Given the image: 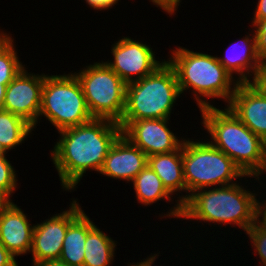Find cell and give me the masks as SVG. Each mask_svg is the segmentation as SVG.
<instances>
[{
	"mask_svg": "<svg viewBox=\"0 0 266 266\" xmlns=\"http://www.w3.org/2000/svg\"><path fill=\"white\" fill-rule=\"evenodd\" d=\"M251 83L266 95V62L261 63L257 70V74Z\"/></svg>",
	"mask_w": 266,
	"mask_h": 266,
	"instance_id": "cell-26",
	"label": "cell"
},
{
	"mask_svg": "<svg viewBox=\"0 0 266 266\" xmlns=\"http://www.w3.org/2000/svg\"><path fill=\"white\" fill-rule=\"evenodd\" d=\"M34 225L13 202L0 211V243L13 255L27 254L31 250Z\"/></svg>",
	"mask_w": 266,
	"mask_h": 266,
	"instance_id": "cell-15",
	"label": "cell"
},
{
	"mask_svg": "<svg viewBox=\"0 0 266 266\" xmlns=\"http://www.w3.org/2000/svg\"><path fill=\"white\" fill-rule=\"evenodd\" d=\"M256 210H257V222L260 223V224L266 225V203L261 204L257 200ZM259 217H262V219H260Z\"/></svg>",
	"mask_w": 266,
	"mask_h": 266,
	"instance_id": "cell-31",
	"label": "cell"
},
{
	"mask_svg": "<svg viewBox=\"0 0 266 266\" xmlns=\"http://www.w3.org/2000/svg\"><path fill=\"white\" fill-rule=\"evenodd\" d=\"M169 119L120 121L122 134L147 156L176 151L183 143L168 128Z\"/></svg>",
	"mask_w": 266,
	"mask_h": 266,
	"instance_id": "cell-11",
	"label": "cell"
},
{
	"mask_svg": "<svg viewBox=\"0 0 266 266\" xmlns=\"http://www.w3.org/2000/svg\"><path fill=\"white\" fill-rule=\"evenodd\" d=\"M13 40L0 31V81H12L25 68L18 60Z\"/></svg>",
	"mask_w": 266,
	"mask_h": 266,
	"instance_id": "cell-22",
	"label": "cell"
},
{
	"mask_svg": "<svg viewBox=\"0 0 266 266\" xmlns=\"http://www.w3.org/2000/svg\"><path fill=\"white\" fill-rule=\"evenodd\" d=\"M167 62L175 71L180 93L192 88L200 109L213 106L205 99H199L200 96L221 98L229 103L239 83L218 61L217 56L178 47Z\"/></svg>",
	"mask_w": 266,
	"mask_h": 266,
	"instance_id": "cell-4",
	"label": "cell"
},
{
	"mask_svg": "<svg viewBox=\"0 0 266 266\" xmlns=\"http://www.w3.org/2000/svg\"><path fill=\"white\" fill-rule=\"evenodd\" d=\"M252 35V37H250L249 34V36L243 38V41H240L241 45L239 42V44L236 42V44L230 45L232 49H230V52L226 51V54L227 52L230 53L229 55H226V57H217L218 61L232 76L234 73L239 74V78H237V82L239 83L251 82L248 77L253 74L252 79H254L257 74V70L261 65L256 52L255 34Z\"/></svg>",
	"mask_w": 266,
	"mask_h": 266,
	"instance_id": "cell-16",
	"label": "cell"
},
{
	"mask_svg": "<svg viewBox=\"0 0 266 266\" xmlns=\"http://www.w3.org/2000/svg\"><path fill=\"white\" fill-rule=\"evenodd\" d=\"M86 3L94 8L95 10H105L111 8L113 5L117 4L119 0H85Z\"/></svg>",
	"mask_w": 266,
	"mask_h": 266,
	"instance_id": "cell-30",
	"label": "cell"
},
{
	"mask_svg": "<svg viewBox=\"0 0 266 266\" xmlns=\"http://www.w3.org/2000/svg\"><path fill=\"white\" fill-rule=\"evenodd\" d=\"M94 226L95 224L82 211L68 225L59 260L71 266H83L87 233Z\"/></svg>",
	"mask_w": 266,
	"mask_h": 266,
	"instance_id": "cell-18",
	"label": "cell"
},
{
	"mask_svg": "<svg viewBox=\"0 0 266 266\" xmlns=\"http://www.w3.org/2000/svg\"><path fill=\"white\" fill-rule=\"evenodd\" d=\"M59 141L51 157L65 190H73L87 169L100 172L112 144L122 134L121 126L108 119L91 121L58 131Z\"/></svg>",
	"mask_w": 266,
	"mask_h": 266,
	"instance_id": "cell-1",
	"label": "cell"
},
{
	"mask_svg": "<svg viewBox=\"0 0 266 266\" xmlns=\"http://www.w3.org/2000/svg\"><path fill=\"white\" fill-rule=\"evenodd\" d=\"M34 266H71V265L66 264L65 262H62L60 260H47L39 262Z\"/></svg>",
	"mask_w": 266,
	"mask_h": 266,
	"instance_id": "cell-32",
	"label": "cell"
},
{
	"mask_svg": "<svg viewBox=\"0 0 266 266\" xmlns=\"http://www.w3.org/2000/svg\"><path fill=\"white\" fill-rule=\"evenodd\" d=\"M33 129L22 117L0 110V143L7 151L23 143Z\"/></svg>",
	"mask_w": 266,
	"mask_h": 266,
	"instance_id": "cell-21",
	"label": "cell"
},
{
	"mask_svg": "<svg viewBox=\"0 0 266 266\" xmlns=\"http://www.w3.org/2000/svg\"><path fill=\"white\" fill-rule=\"evenodd\" d=\"M129 266H144V264L142 263V262H137L136 264L134 263H132V265H131V263H130V265Z\"/></svg>",
	"mask_w": 266,
	"mask_h": 266,
	"instance_id": "cell-37",
	"label": "cell"
},
{
	"mask_svg": "<svg viewBox=\"0 0 266 266\" xmlns=\"http://www.w3.org/2000/svg\"><path fill=\"white\" fill-rule=\"evenodd\" d=\"M256 30L255 34V43H256V52L261 63L266 62V22L252 24Z\"/></svg>",
	"mask_w": 266,
	"mask_h": 266,
	"instance_id": "cell-25",
	"label": "cell"
},
{
	"mask_svg": "<svg viewBox=\"0 0 266 266\" xmlns=\"http://www.w3.org/2000/svg\"><path fill=\"white\" fill-rule=\"evenodd\" d=\"M179 84L173 67L164 61L154 72L126 86V106L121 121L169 119Z\"/></svg>",
	"mask_w": 266,
	"mask_h": 266,
	"instance_id": "cell-6",
	"label": "cell"
},
{
	"mask_svg": "<svg viewBox=\"0 0 266 266\" xmlns=\"http://www.w3.org/2000/svg\"><path fill=\"white\" fill-rule=\"evenodd\" d=\"M156 256H157V254H154V256H150V258L147 257L146 259H143V261H141V262L144 264V266H152L154 264L153 262L155 261Z\"/></svg>",
	"mask_w": 266,
	"mask_h": 266,
	"instance_id": "cell-35",
	"label": "cell"
},
{
	"mask_svg": "<svg viewBox=\"0 0 266 266\" xmlns=\"http://www.w3.org/2000/svg\"><path fill=\"white\" fill-rule=\"evenodd\" d=\"M227 107L266 142V95L251 82L238 83Z\"/></svg>",
	"mask_w": 266,
	"mask_h": 266,
	"instance_id": "cell-13",
	"label": "cell"
},
{
	"mask_svg": "<svg viewBox=\"0 0 266 266\" xmlns=\"http://www.w3.org/2000/svg\"><path fill=\"white\" fill-rule=\"evenodd\" d=\"M16 171L5 156L0 157V190L9 198L17 187Z\"/></svg>",
	"mask_w": 266,
	"mask_h": 266,
	"instance_id": "cell-23",
	"label": "cell"
},
{
	"mask_svg": "<svg viewBox=\"0 0 266 266\" xmlns=\"http://www.w3.org/2000/svg\"><path fill=\"white\" fill-rule=\"evenodd\" d=\"M7 150L0 143V157L6 155Z\"/></svg>",
	"mask_w": 266,
	"mask_h": 266,
	"instance_id": "cell-36",
	"label": "cell"
},
{
	"mask_svg": "<svg viewBox=\"0 0 266 266\" xmlns=\"http://www.w3.org/2000/svg\"><path fill=\"white\" fill-rule=\"evenodd\" d=\"M115 241L96 225L87 233L83 266H109L114 260Z\"/></svg>",
	"mask_w": 266,
	"mask_h": 266,
	"instance_id": "cell-19",
	"label": "cell"
},
{
	"mask_svg": "<svg viewBox=\"0 0 266 266\" xmlns=\"http://www.w3.org/2000/svg\"><path fill=\"white\" fill-rule=\"evenodd\" d=\"M11 81H0V110L3 109L5 100L6 88Z\"/></svg>",
	"mask_w": 266,
	"mask_h": 266,
	"instance_id": "cell-33",
	"label": "cell"
},
{
	"mask_svg": "<svg viewBox=\"0 0 266 266\" xmlns=\"http://www.w3.org/2000/svg\"><path fill=\"white\" fill-rule=\"evenodd\" d=\"M111 51L114 61L104 63L126 84L151 74L164 62L160 63L156 60L149 45L133 40L131 37L120 39L113 45Z\"/></svg>",
	"mask_w": 266,
	"mask_h": 266,
	"instance_id": "cell-9",
	"label": "cell"
},
{
	"mask_svg": "<svg viewBox=\"0 0 266 266\" xmlns=\"http://www.w3.org/2000/svg\"><path fill=\"white\" fill-rule=\"evenodd\" d=\"M147 163L148 156L121 134L109 149L99 173L129 182Z\"/></svg>",
	"mask_w": 266,
	"mask_h": 266,
	"instance_id": "cell-14",
	"label": "cell"
},
{
	"mask_svg": "<svg viewBox=\"0 0 266 266\" xmlns=\"http://www.w3.org/2000/svg\"><path fill=\"white\" fill-rule=\"evenodd\" d=\"M12 200L0 190V211L3 210Z\"/></svg>",
	"mask_w": 266,
	"mask_h": 266,
	"instance_id": "cell-34",
	"label": "cell"
},
{
	"mask_svg": "<svg viewBox=\"0 0 266 266\" xmlns=\"http://www.w3.org/2000/svg\"><path fill=\"white\" fill-rule=\"evenodd\" d=\"M13 256L1 243H0V266H18Z\"/></svg>",
	"mask_w": 266,
	"mask_h": 266,
	"instance_id": "cell-28",
	"label": "cell"
},
{
	"mask_svg": "<svg viewBox=\"0 0 266 266\" xmlns=\"http://www.w3.org/2000/svg\"><path fill=\"white\" fill-rule=\"evenodd\" d=\"M45 74H29L26 68L7 85L3 110L22 117L35 128L38 123Z\"/></svg>",
	"mask_w": 266,
	"mask_h": 266,
	"instance_id": "cell-12",
	"label": "cell"
},
{
	"mask_svg": "<svg viewBox=\"0 0 266 266\" xmlns=\"http://www.w3.org/2000/svg\"><path fill=\"white\" fill-rule=\"evenodd\" d=\"M249 235L254 248V252L257 251L259 257L266 266V225L260 224L257 221L246 231Z\"/></svg>",
	"mask_w": 266,
	"mask_h": 266,
	"instance_id": "cell-24",
	"label": "cell"
},
{
	"mask_svg": "<svg viewBox=\"0 0 266 266\" xmlns=\"http://www.w3.org/2000/svg\"><path fill=\"white\" fill-rule=\"evenodd\" d=\"M202 124L211 136L209 141L224 152L248 177L266 172V142L245 126L227 107L200 109Z\"/></svg>",
	"mask_w": 266,
	"mask_h": 266,
	"instance_id": "cell-2",
	"label": "cell"
},
{
	"mask_svg": "<svg viewBox=\"0 0 266 266\" xmlns=\"http://www.w3.org/2000/svg\"><path fill=\"white\" fill-rule=\"evenodd\" d=\"M74 75L91 116L119 123L125 111L127 84L104 62L90 64Z\"/></svg>",
	"mask_w": 266,
	"mask_h": 266,
	"instance_id": "cell-8",
	"label": "cell"
},
{
	"mask_svg": "<svg viewBox=\"0 0 266 266\" xmlns=\"http://www.w3.org/2000/svg\"><path fill=\"white\" fill-rule=\"evenodd\" d=\"M153 4L159 6L168 14H173L179 6L180 0H151Z\"/></svg>",
	"mask_w": 266,
	"mask_h": 266,
	"instance_id": "cell-27",
	"label": "cell"
},
{
	"mask_svg": "<svg viewBox=\"0 0 266 266\" xmlns=\"http://www.w3.org/2000/svg\"><path fill=\"white\" fill-rule=\"evenodd\" d=\"M76 200L69 210L34 225L31 250L33 266L47 260H59L68 225L83 211Z\"/></svg>",
	"mask_w": 266,
	"mask_h": 266,
	"instance_id": "cell-10",
	"label": "cell"
},
{
	"mask_svg": "<svg viewBox=\"0 0 266 266\" xmlns=\"http://www.w3.org/2000/svg\"><path fill=\"white\" fill-rule=\"evenodd\" d=\"M255 193L237 184L203 188L182 205L181 218L239 225L246 232L257 221Z\"/></svg>",
	"mask_w": 266,
	"mask_h": 266,
	"instance_id": "cell-3",
	"label": "cell"
},
{
	"mask_svg": "<svg viewBox=\"0 0 266 266\" xmlns=\"http://www.w3.org/2000/svg\"><path fill=\"white\" fill-rule=\"evenodd\" d=\"M252 24L266 22V0H258Z\"/></svg>",
	"mask_w": 266,
	"mask_h": 266,
	"instance_id": "cell-29",
	"label": "cell"
},
{
	"mask_svg": "<svg viewBox=\"0 0 266 266\" xmlns=\"http://www.w3.org/2000/svg\"><path fill=\"white\" fill-rule=\"evenodd\" d=\"M182 159L186 193L189 194L177 200L167 217L181 218L182 205L195 191L213 185H230L234 179L247 177L233 160L210 142L183 140Z\"/></svg>",
	"mask_w": 266,
	"mask_h": 266,
	"instance_id": "cell-5",
	"label": "cell"
},
{
	"mask_svg": "<svg viewBox=\"0 0 266 266\" xmlns=\"http://www.w3.org/2000/svg\"><path fill=\"white\" fill-rule=\"evenodd\" d=\"M136 198L143 205H150L161 199L171 201V194L163 186L158 175L147 165L133 179Z\"/></svg>",
	"mask_w": 266,
	"mask_h": 266,
	"instance_id": "cell-20",
	"label": "cell"
},
{
	"mask_svg": "<svg viewBox=\"0 0 266 266\" xmlns=\"http://www.w3.org/2000/svg\"><path fill=\"white\" fill-rule=\"evenodd\" d=\"M43 115L58 131L93 119L81 84L73 73L45 75L39 111V116Z\"/></svg>",
	"mask_w": 266,
	"mask_h": 266,
	"instance_id": "cell-7",
	"label": "cell"
},
{
	"mask_svg": "<svg viewBox=\"0 0 266 266\" xmlns=\"http://www.w3.org/2000/svg\"><path fill=\"white\" fill-rule=\"evenodd\" d=\"M147 165L158 175L170 194L186 191L184 181L182 145L173 152L148 156ZM175 192V193H174Z\"/></svg>",
	"mask_w": 266,
	"mask_h": 266,
	"instance_id": "cell-17",
	"label": "cell"
}]
</instances>
